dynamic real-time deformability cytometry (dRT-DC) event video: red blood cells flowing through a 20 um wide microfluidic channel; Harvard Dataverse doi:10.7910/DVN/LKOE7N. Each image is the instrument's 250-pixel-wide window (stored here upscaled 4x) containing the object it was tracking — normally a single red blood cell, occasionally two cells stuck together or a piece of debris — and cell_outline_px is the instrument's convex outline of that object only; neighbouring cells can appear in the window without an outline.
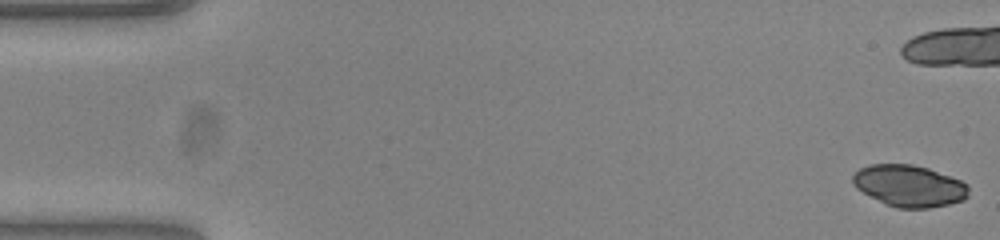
{"species": "common noctule bat (a hibernating species)", "species_latin": "Nyctalus noctula", "temperature_condition": "warm", "stored_images_in_passage": 48, "camera_frame_rate_fps": 3000, "um_per_image_px": 0.085, "animal": {"sex": "female", "body_mass_g": 23.0, "forearm_length_mm": 53.4}, "frame": {"image": 1, "passage_image": 1, "time_ms": 0.0, "image_size_px": [1000, 240], "cell_outline_px": [[968, 196], [964, 200], [948, 204], [928, 208], [896, 208], [884, 204], [856, 188], [852, 184], [852, 176], [860, 168], [868, 164], [912, 164], [928, 168], [960, 180], [968, 184]], "centroid_in_image_um": [77.26, 15.8], "position_along_channel_um": 7.7, "area_um2": 28.21}}